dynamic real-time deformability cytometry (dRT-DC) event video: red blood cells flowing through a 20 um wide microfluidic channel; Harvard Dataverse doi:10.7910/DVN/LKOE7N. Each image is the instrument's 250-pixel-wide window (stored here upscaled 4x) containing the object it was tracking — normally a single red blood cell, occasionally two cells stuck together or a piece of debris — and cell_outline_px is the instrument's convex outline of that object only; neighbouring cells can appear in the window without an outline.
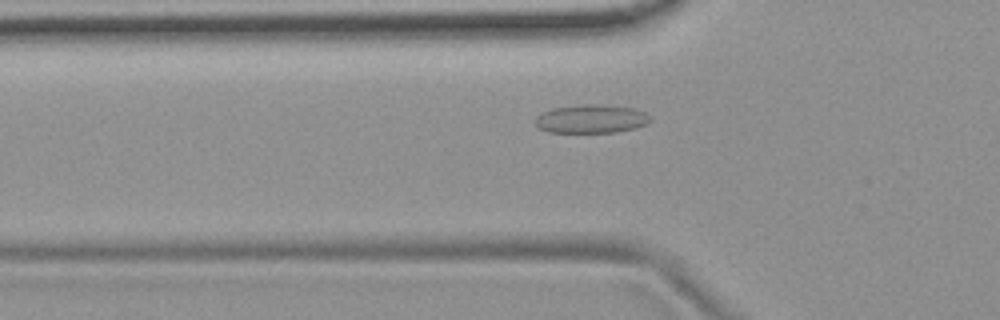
{"species": "common noctule bat (a hibernating species)", "species_latin": "Nyctalus noctula", "temperature_condition": "room temperature", "stored_images_in_passage": 52, "camera_frame_rate_fps": 3000, "um_per_image_px": 0.085, "animal": {"sex": "female", "body_mass_g": 19.9}, "frame": {"image": 1, "passage_image": 16, "time_ms": 5.0, "image_size_px": [1000, 320], "cell_outline_px": [[652, 120], [648, 124], [636, 128], [616, 132], [548, 132], [540, 128], [536, 124], [536, 116], [540, 112], [552, 108], [584, 104], [592, 104], [636, 108], [644, 112]], "centroid_in_image_um": [50.26, 10.1], "position_along_channel_um": 75.5, "area_um2": 19.13}}
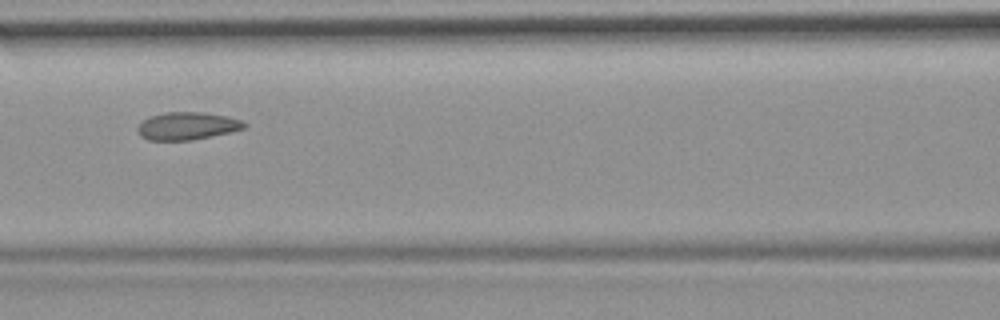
{"frame": {"image": 2, "passage_image": 22, "time_ms": 7.0, "image_size_px": [1000, 320], "cell_outline_px": [[248, 124], [244, 128], [228, 132], [192, 140], [148, 140], [140, 136], [136, 132], [136, 128], [148, 116], [164, 112], [204, 112], [228, 116], [244, 120]], "centroid_in_image_um": [15.9, 10.69], "position_along_channel_um": 150.7, "area_um2": 17.34}}
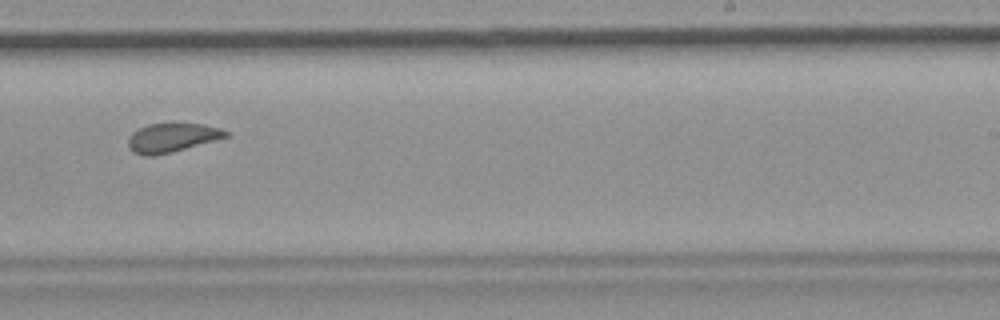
{"frame": {"image": 3, "passage_image": 32, "time_ms": 10.333, "image_size_px": [1000, 320], "cell_outline_px": [[228, 136], [216, 140], [172, 152], [152, 156], [144, 156], [132, 152], [128, 148], [128, 136], [132, 132], [148, 124], [200, 124], [220, 128], [228, 132]], "centroid_in_image_um": [14.57, 11.72], "position_along_channel_um": 274.4, "area_um2": 16.36}, "authors_computed_cell_mechanics": {"area_um2": 17.7446, "velocity_mm_per_s": 3.7353, "shape_relaxation_time_tau1_ms": null, "shape_relaxation_time_tau2_ms": 1.1598, "deformation_change_tau1": null, "deformation_change_tau2": 0.0764}}